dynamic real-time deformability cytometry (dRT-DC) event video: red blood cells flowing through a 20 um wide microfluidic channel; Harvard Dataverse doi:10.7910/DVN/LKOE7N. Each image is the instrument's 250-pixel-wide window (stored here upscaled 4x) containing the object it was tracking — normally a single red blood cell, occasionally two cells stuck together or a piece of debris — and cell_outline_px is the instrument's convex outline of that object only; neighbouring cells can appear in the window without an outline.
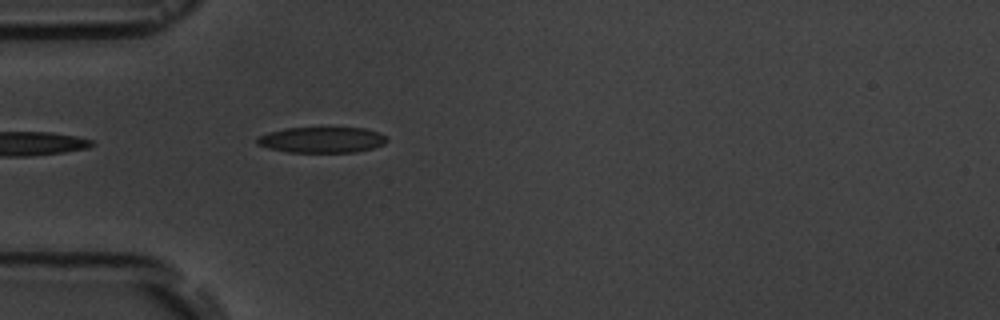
{"species": "common noctule bat (a hibernating species)", "species_latin": "Nyctalus noctula", "temperature_condition": "room temperature", "stored_images_in_passage": 4, "camera_frame_rate_fps": 3000, "um_per_image_px": 0.085, "animal": {"sex": "male", "body_mass_g": 19.5, "forearm_length_mm": 54.6}, "frame": {"image": 1, "passage_image": 4, "time_ms": 4.333, "image_size_px": [1000, 320], "cell_outline_px": [[388, 140], [384, 144], [372, 148], [356, 152], [288, 152], [268, 148], [256, 144], [256, 140], [260, 136], [268, 132], [288, 128], [364, 128], [376, 132], [384, 136]], "centroid_in_image_um": [27.33, 11.89], "position_along_channel_um": 57.7, "area_um2": 19.31}}